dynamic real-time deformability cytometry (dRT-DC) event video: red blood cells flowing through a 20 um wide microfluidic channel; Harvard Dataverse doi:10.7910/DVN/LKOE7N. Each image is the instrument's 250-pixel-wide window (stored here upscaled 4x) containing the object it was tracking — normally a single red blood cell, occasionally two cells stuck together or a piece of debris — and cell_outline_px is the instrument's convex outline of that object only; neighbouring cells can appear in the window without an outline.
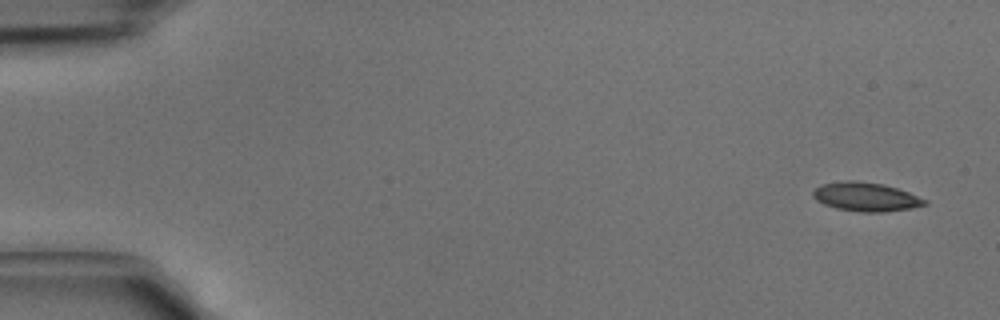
{"species": "common noctule bat (a hibernating species)", "species_latin": "Nyctalus noctula", "temperature_condition": "cold", "stored_images_in_passage": 4, "camera_frame_rate_fps": 3000, "um_per_image_px": 0.085, "animal": {"sex": "male", "body_mass_g": 15.6}, "frame": {"image": 1, "passage_image": 1, "time_ms": 0.0, "image_size_px": [1000, 320], "cell_outline_px": [[928, 204], [908, 208], [884, 212], [860, 212], [836, 208], [824, 204], [816, 200], [812, 196], [812, 192], [820, 184], [844, 180], [856, 180], [880, 184], [896, 188], [908, 192], [928, 200]], "centroid_in_image_um": [73.56, 16.72], "position_along_channel_um": 11.4, "area_um2": 18.73}}
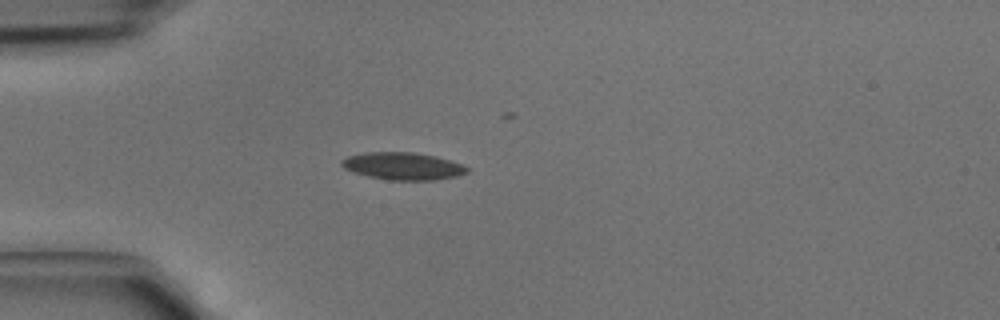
{"frame": {"image": 2, "passage_image": 4, "time_ms": 1.0, "image_size_px": [1000, 320], "cell_outline_px": [[468, 172], [456, 176], [436, 180], [388, 180], [368, 176], [352, 172], [344, 168], [340, 164], [340, 160], [348, 156], [364, 152], [412, 152], [432, 156], [448, 160], [460, 164], [468, 168]], "centroid_in_image_um": [34.18, 14.12], "position_along_channel_um": 50.8, "area_um2": 19.88}}